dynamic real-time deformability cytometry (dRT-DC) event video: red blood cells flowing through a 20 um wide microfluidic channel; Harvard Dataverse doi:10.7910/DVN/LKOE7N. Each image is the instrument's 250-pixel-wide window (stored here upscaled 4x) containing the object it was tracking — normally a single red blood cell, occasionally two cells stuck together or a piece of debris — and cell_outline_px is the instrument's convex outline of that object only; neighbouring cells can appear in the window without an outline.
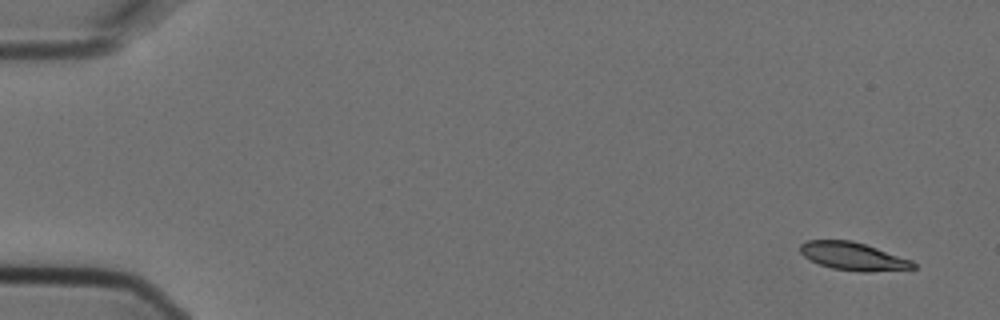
{"species": "Egyptian fruit bat (a non-hibernating species)", "species_latin": "Rousettus aegyptiacus", "temperature_condition": "cold", "stored_images_in_passage": 5, "camera_frame_rate_fps": 3000, "um_per_image_px": 0.085, "animal": {"sex": "female"}, "frame": {"image": 1, "passage_image": 1, "time_ms": 0.0, "image_size_px": [1000, 320], "cell_outline_px": [[916, 268], [868, 272], [860, 272], [832, 268], [820, 264], [804, 256], [800, 252], [800, 244], [808, 240], [852, 240], [912, 260], [916, 264]], "centroid_in_image_um": [72.52, 21.78], "position_along_channel_um": 12.5, "area_um2": 18.21}}
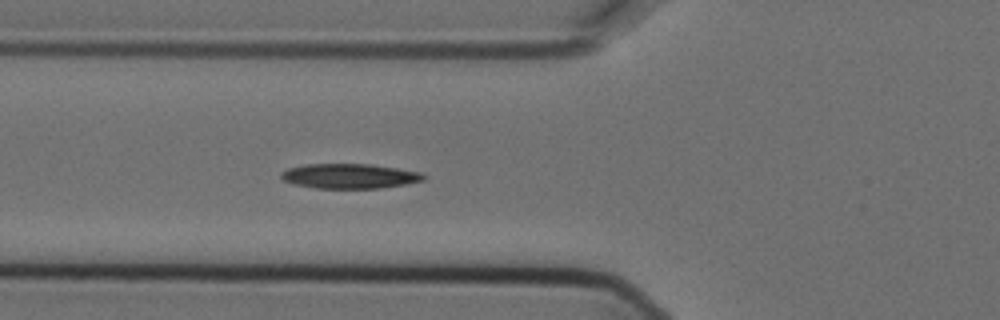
{"frame": {"image": 2, "passage_image": 5, "time_ms": 1.333, "image_size_px": [1000, 320], "cell_outline_px": [[424, 180], [404, 184], [380, 188], [316, 188], [296, 184], [284, 180], [280, 176], [280, 172], [288, 168], [304, 164], [372, 164], [420, 172], [424, 176]], "centroid_in_image_um": [29.68, 14.96], "position_along_channel_um": 96.1, "area_um2": 20.4}}